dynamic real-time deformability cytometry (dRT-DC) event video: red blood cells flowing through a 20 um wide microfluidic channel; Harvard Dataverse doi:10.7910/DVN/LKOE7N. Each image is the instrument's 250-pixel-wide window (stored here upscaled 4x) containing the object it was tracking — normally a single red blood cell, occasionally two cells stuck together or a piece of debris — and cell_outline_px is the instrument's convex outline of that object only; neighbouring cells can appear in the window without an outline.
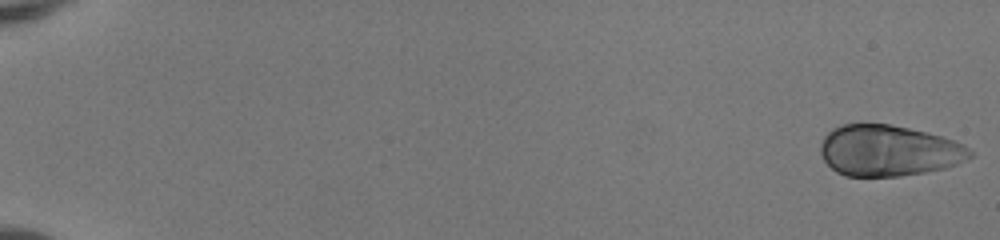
{"species": "human", "species_latin": "Homo sapiens", "temperature_condition": "room temperature", "stored_images_in_passage": 16, "camera_frame_rate_fps": 3000, "um_per_image_px": 0.085, "donor": {"sex": "female"}, "frame": {"image": 1, "passage_image": 1, "time_ms": 0.0, "image_size_px": [1000, 240], "cell_outline_px": [[972, 156], [956, 164], [944, 168], [924, 172], [900, 176], [844, 176], [836, 172], [824, 160], [820, 152], [820, 144], [824, 136], [832, 128], [840, 124], [888, 124], [928, 132], [964, 144], [972, 152]], "centroid_in_image_um": [75.49, 12.8], "position_along_channel_um": 9.5, "area_um2": 44.39}}